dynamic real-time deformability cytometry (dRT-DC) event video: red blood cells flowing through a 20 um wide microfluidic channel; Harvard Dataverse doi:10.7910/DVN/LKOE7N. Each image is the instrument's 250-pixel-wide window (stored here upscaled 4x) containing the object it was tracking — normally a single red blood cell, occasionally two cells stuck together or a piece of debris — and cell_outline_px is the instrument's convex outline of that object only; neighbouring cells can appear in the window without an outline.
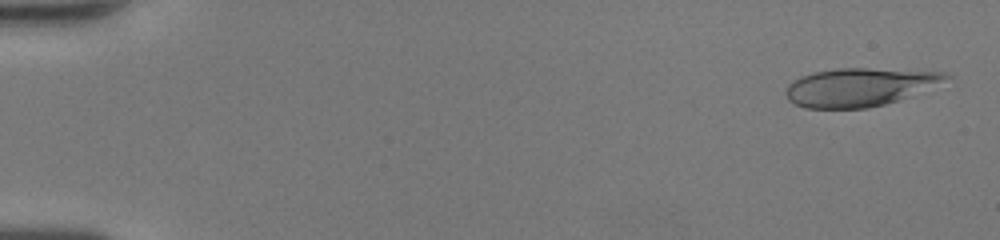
{"species": "human", "species_latin": "Homo sapiens", "temperature_condition": "room temperature", "stored_images_in_passage": 49, "camera_frame_rate_fps": 3000, "um_per_image_px": 0.085, "donor": {"sex": "female"}, "frame": {"image": 1, "passage_image": 2, "time_ms": 0.333, "image_size_px": [1000, 240], "cell_outline_px": [[952, 76], [908, 96], [884, 104], [868, 108], [804, 108], [788, 100], [784, 92], [788, 84], [792, 80], [800, 76], [812, 72], [836, 68], [868, 68], [948, 72]], "centroid_in_image_um": [72.95, 7.39], "position_along_channel_um": 12.0, "area_um2": 35.37}}
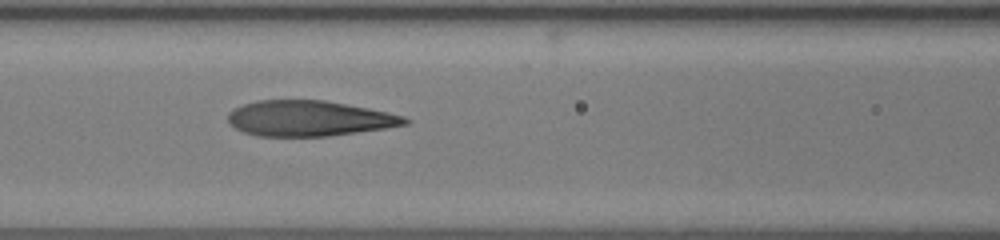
{"frame": {"image": 2, "passage_image": 23, "time_ms": 7.333, "image_size_px": [1000, 240], "cell_outline_px": [[412, 120], [408, 124], [388, 128], [328, 136], [256, 136], [244, 132], [236, 128], [228, 120], [228, 112], [244, 104], [256, 100], [324, 100], [368, 108], [388, 112], [404, 116]], "centroid_in_image_um": [26.31, 10.06], "position_along_channel_um": 140.3, "area_um2": 36.59}}
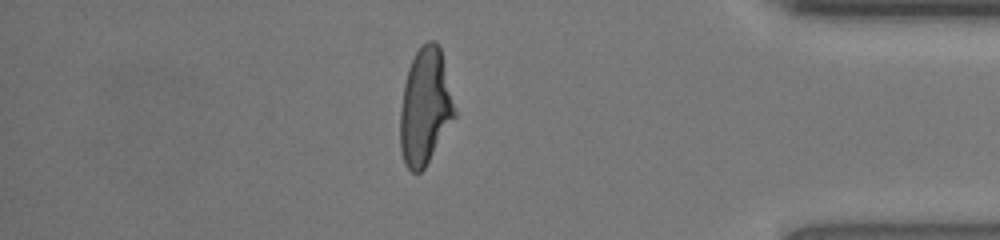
{"frame": {"image": 3, "passage_image": 43, "time_ms": 14.0, "image_size_px": [1000, 240], "cell_outline_px": [[456, 116], [424, 168], [420, 172], [412, 172], [404, 164], [400, 148], [400, 108], [404, 84], [408, 68], [416, 52], [428, 40], [436, 40], [440, 48], [456, 112]], "centroid_in_image_um": [36.12, 9.09], "position_along_channel_um": 399.1, "area_um2": 36.65}, "authors_computed_cell_mechanics": {"area_um2": 36.8764, "velocity_mm_per_s": 4.3096, "shape_relaxation_time_tau1_ms": 6.1369, "shape_relaxation_time_tau2_ms": 0.9171, "deformation_change_tau1": 0.2782, "deformation_change_tau2": 0.1019}}